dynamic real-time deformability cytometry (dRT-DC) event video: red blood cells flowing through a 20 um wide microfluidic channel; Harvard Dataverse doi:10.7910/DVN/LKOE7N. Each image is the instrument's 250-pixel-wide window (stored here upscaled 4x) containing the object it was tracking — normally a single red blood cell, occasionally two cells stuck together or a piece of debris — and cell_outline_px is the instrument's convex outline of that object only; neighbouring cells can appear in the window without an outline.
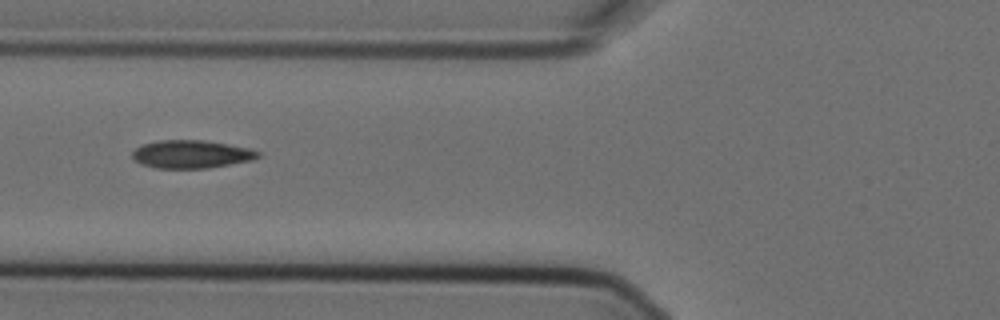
{"species": "Egyptian fruit bat (a non-hibernating species)", "species_latin": "Rousettus aegyptiacus", "temperature_condition": "cold", "stored_images_in_passage": 3, "camera_frame_rate_fps": 3000, "um_per_image_px": 0.085, "animal": {"sex": "female"}, "frame": {"image": 1, "passage_image": 3, "time_ms": 0.667, "image_size_px": [1000, 320], "cell_outline_px": [[260, 156], [252, 160], [208, 168], [156, 168], [140, 164], [132, 156], [132, 152], [136, 148], [144, 144], [160, 140], [204, 140], [252, 148], [260, 152]], "centroid_in_image_um": [16.29, 13.1], "position_along_channel_um": 109.5, "area_um2": 20.52}}